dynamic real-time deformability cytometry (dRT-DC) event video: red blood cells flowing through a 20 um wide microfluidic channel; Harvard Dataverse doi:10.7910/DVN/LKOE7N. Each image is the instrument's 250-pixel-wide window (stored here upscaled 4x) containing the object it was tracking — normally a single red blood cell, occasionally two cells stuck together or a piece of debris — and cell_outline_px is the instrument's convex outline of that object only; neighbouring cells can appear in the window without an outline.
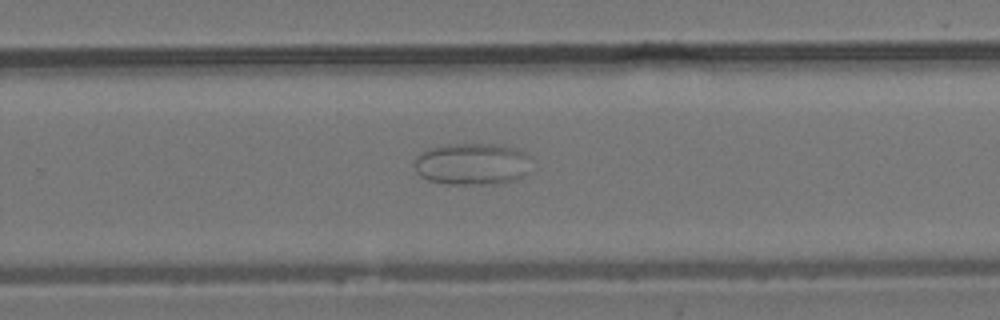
{"species": "common noctule bat (a hibernating species)", "species_latin": "Nyctalus noctula", "temperature_condition": "room temperature", "stored_images_in_passage": 54, "camera_frame_rate_fps": 3000, "um_per_image_px": 0.085, "animal": {"sex": "male", "body_mass_g": 19.2, "forearm_length_mm": 51.8}, "frame": {"image": 1, "passage_image": 35, "time_ms": 11.333, "image_size_px": [1000, 320], "cell_outline_px": [[532, 156], [524, 176], [516, 180], [504, 184], [448, 184], [428, 180], [420, 176], [416, 172], [416, 156], [428, 148], [448, 144], [500, 144], [524, 152]], "centroid_in_image_um": [40.15, 13.95], "position_along_channel_um": 289.6, "area_um2": 28.78}}
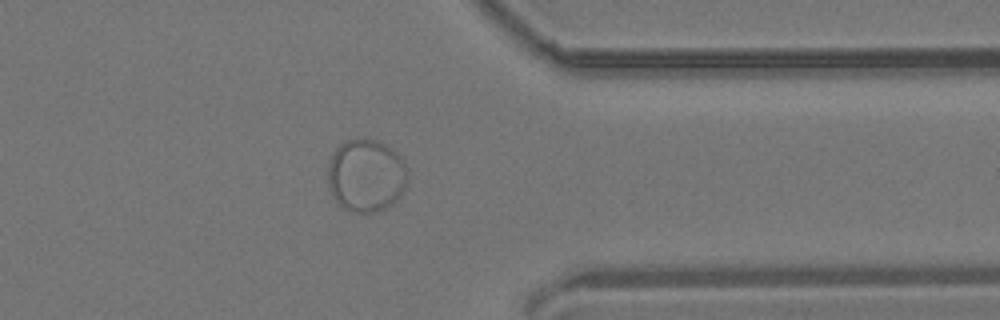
{"frame": {"image": 2, "passage_image": 43, "time_ms": 14.0, "image_size_px": [1000, 320], "cell_outline_px": [[408, 180], [400, 196], [396, 200], [384, 208], [372, 212], [352, 212], [344, 208], [336, 200], [328, 184], [328, 164], [332, 152], [340, 144], [348, 140], [380, 140], [396, 152], [400, 156], [408, 168]], "centroid_in_image_um": [31.13, 14.9], "position_along_channel_um": 380.3, "area_um2": 33.76}}
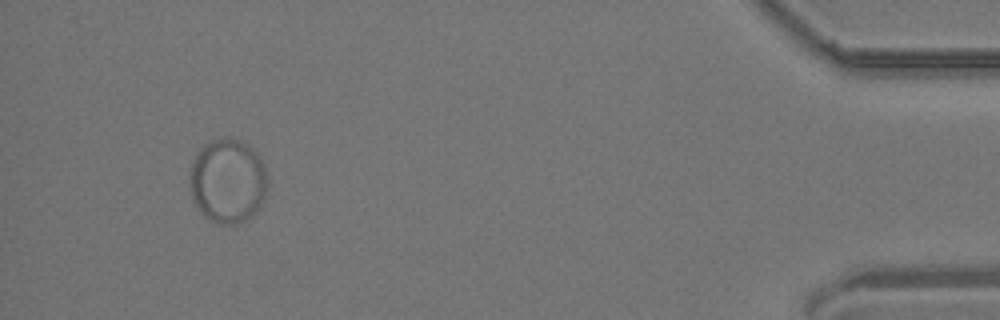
{"frame": {"image": 3, "passage_image": 51, "time_ms": 16.667, "image_size_px": [1000, 320], "cell_outline_px": [[268, 188], [264, 200], [260, 208], [252, 216], [236, 224], [220, 224], [208, 220], [200, 212], [192, 200], [188, 176], [192, 164], [200, 148], [204, 144], [212, 140], [240, 140], [248, 144], [264, 160], [268, 180]], "centroid_in_image_um": [19.38, 15.41], "position_along_channel_um": 415.8, "area_um2": 38.78}}